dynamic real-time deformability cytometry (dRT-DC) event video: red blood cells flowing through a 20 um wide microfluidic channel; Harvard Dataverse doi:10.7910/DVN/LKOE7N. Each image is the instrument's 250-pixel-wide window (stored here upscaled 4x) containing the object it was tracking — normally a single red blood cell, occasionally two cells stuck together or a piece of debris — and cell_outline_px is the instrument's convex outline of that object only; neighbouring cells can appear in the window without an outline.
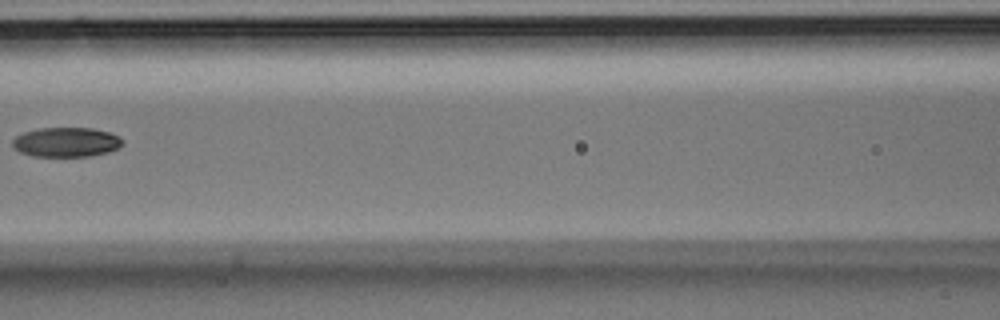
{"species": "Egyptian fruit bat (a non-hibernating species)", "species_latin": "Rousettus aegyptiacus", "temperature_condition": "room temperature", "stored_images_in_passage": 4, "camera_frame_rate_fps": 3000, "um_per_image_px": 0.085, "animal": {"sex": "male"}, "frame": {"image": 1, "passage_image": 4, "time_ms": 1.0, "image_size_px": [1000, 320], "cell_outline_px": [[124, 144], [120, 148], [108, 152], [88, 156], [32, 156], [20, 152], [12, 144], [12, 140], [16, 136], [24, 132], [40, 128], [92, 128], [108, 132], [120, 136], [124, 140]], "centroid_in_image_um": [5.67, 12.08], "position_along_channel_um": 160.9, "area_um2": 19.02}}